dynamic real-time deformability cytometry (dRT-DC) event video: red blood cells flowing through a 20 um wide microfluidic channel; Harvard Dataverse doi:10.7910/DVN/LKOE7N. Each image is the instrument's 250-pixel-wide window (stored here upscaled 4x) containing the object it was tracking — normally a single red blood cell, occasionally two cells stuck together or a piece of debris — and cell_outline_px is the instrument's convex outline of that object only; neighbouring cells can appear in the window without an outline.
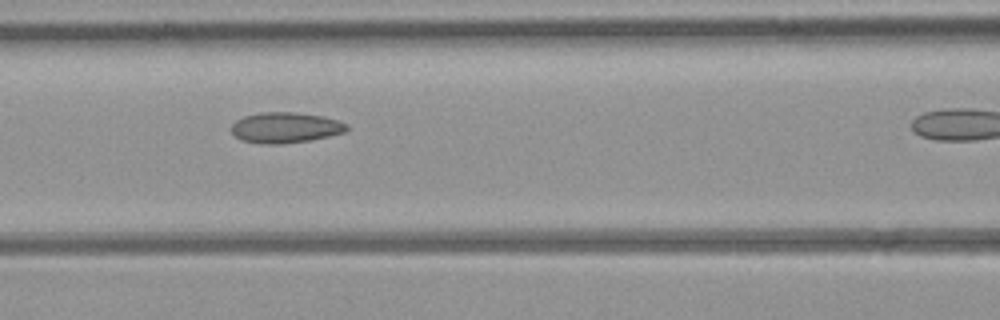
{"species": "common noctule bat (a hibernating species)", "species_latin": "Nyctalus noctula", "temperature_condition": "room temperature", "stored_images_in_passage": 11, "camera_frame_rate_fps": 3000, "um_per_image_px": 0.085, "animal": {"sex": "female", "body_mass_g": 21.9}, "frame": {"image": 1, "passage_image": 4, "time_ms": 3.333, "image_size_px": [1000, 320], "cell_outline_px": [[348, 128], [344, 132], [328, 136], [308, 140], [280, 144], [260, 144], [240, 140], [232, 132], [232, 124], [236, 120], [244, 116], [264, 112], [296, 112], [324, 116], [340, 120], [348, 124]], "centroid_in_image_um": [24.27, 10.84], "position_along_channel_um": 142.3, "area_um2": 20.63}}
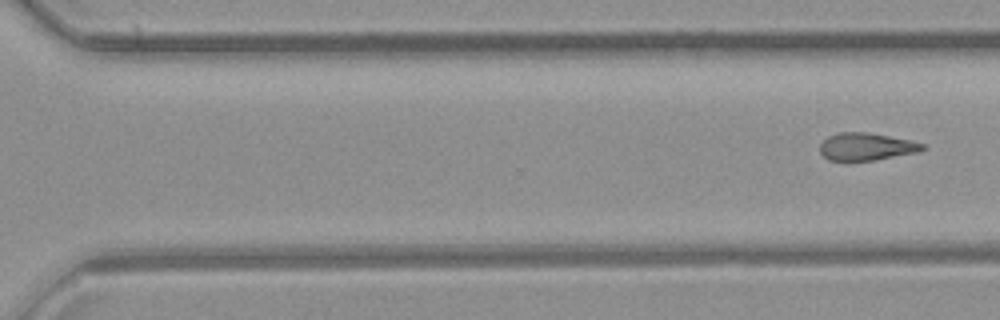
{"frame": {"image": 2, "passage_image": 11, "time_ms": 12.333, "image_size_px": [1000, 320], "cell_outline_px": [[928, 148], [916, 152], [872, 160], [828, 160], [820, 152], [820, 144], [828, 136], [840, 132], [868, 132], [908, 140], [924, 144]], "centroid_in_image_um": [73.61, 12.45], "position_along_channel_um": 297.0, "area_um2": 16.13}}